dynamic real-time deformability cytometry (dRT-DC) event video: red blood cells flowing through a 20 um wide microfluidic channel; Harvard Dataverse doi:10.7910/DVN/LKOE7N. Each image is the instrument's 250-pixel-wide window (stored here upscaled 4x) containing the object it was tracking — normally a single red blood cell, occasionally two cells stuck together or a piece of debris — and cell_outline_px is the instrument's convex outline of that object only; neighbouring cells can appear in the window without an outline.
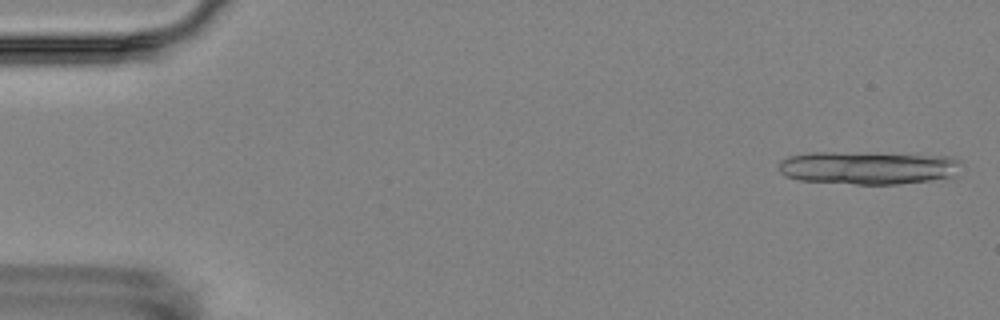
{"species": "Egyptian fruit bat (a non-hibernating species)", "species_latin": "Rousettus aegyptiacus", "temperature_condition": "room temperature", "stored_images_in_passage": 5, "camera_frame_rate_fps": 3000, "um_per_image_px": 0.085, "animal": {"sex": "female"}, "frame": {"image": 1, "passage_image": 1, "time_ms": 0.0, "image_size_px": [1000, 320], "cell_outline_px": [[964, 164], [956, 176], [952, 180], [900, 184], [856, 184], [800, 180], [784, 176], [780, 172], [780, 160], [788, 156], [812, 152], [864, 152], [952, 156], [960, 160]], "centroid_in_image_um": [73.96, 14.26], "position_along_channel_um": 11.0, "area_um2": 36.41}}